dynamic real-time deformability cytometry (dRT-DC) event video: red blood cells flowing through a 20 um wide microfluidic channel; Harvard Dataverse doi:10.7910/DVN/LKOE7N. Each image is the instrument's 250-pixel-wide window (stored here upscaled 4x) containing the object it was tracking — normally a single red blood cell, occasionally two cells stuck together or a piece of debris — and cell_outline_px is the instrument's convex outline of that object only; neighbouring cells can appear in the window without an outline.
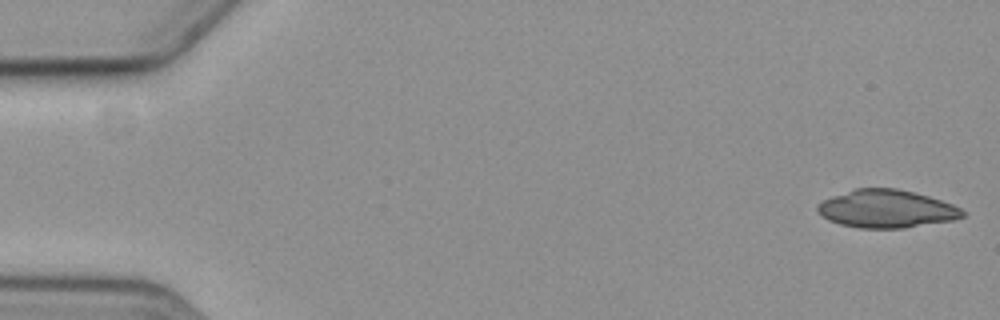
{"species": "common noctule bat (a hibernating species)", "species_latin": "Nyctalus noctula", "temperature_condition": "cold", "stored_images_in_passage": 7, "camera_frame_rate_fps": 3000, "um_per_image_px": 0.085, "animal": {"sex": "female", "body_mass_g": 19.3, "forearm_length_mm": 54.1}, "frame": {"image": 1, "passage_image": 1, "time_ms": 0.0, "image_size_px": [1000, 320], "cell_outline_px": [[964, 216], [952, 220], [904, 228], [860, 228], [840, 224], [828, 220], [816, 208], [824, 200], [856, 188], [896, 188], [928, 196], [952, 204], [960, 208], [964, 212]], "centroid_in_image_um": [75.37, 17.76], "position_along_channel_um": 9.6, "area_um2": 31.5}}
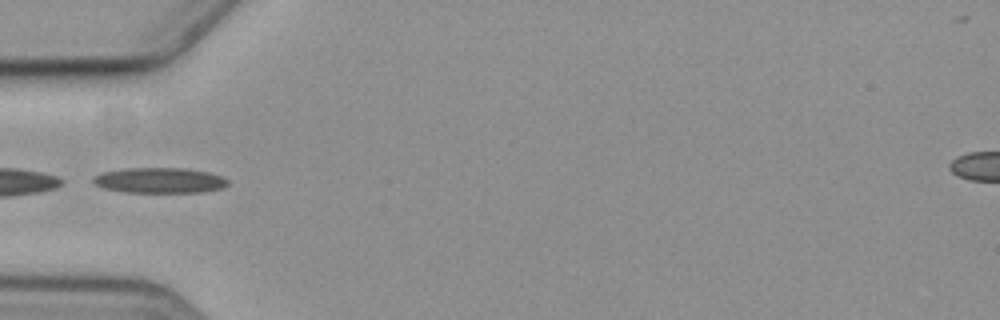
{"frame": {"image": 2, "passage_image": 6, "time_ms": 6.0, "image_size_px": [1000, 320], "cell_outline_px": [[228, 184], [220, 188], [200, 192], [124, 192], [104, 188], [92, 184], [92, 180], [96, 176], [104, 172], [124, 168], [184, 168], [208, 172], [220, 176], [228, 180]], "centroid_in_image_um": [13.53, 15.33], "position_along_channel_um": 71.5, "area_um2": 19.77}}
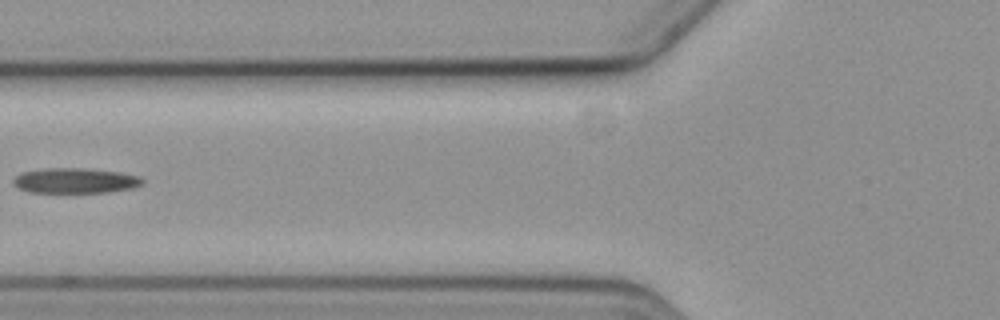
{"frame": {"image": 3, "passage_image": 7, "time_ms": 7.333, "image_size_px": [1000, 320], "cell_outline_px": [[144, 184], [132, 188], [108, 192], [28, 192], [12, 184], [12, 180], [20, 172], [44, 168], [80, 168], [120, 172], [140, 176], [144, 180]], "centroid_in_image_um": [6.39, 15.35], "position_along_channel_um": 119.4, "area_um2": 19.02}}